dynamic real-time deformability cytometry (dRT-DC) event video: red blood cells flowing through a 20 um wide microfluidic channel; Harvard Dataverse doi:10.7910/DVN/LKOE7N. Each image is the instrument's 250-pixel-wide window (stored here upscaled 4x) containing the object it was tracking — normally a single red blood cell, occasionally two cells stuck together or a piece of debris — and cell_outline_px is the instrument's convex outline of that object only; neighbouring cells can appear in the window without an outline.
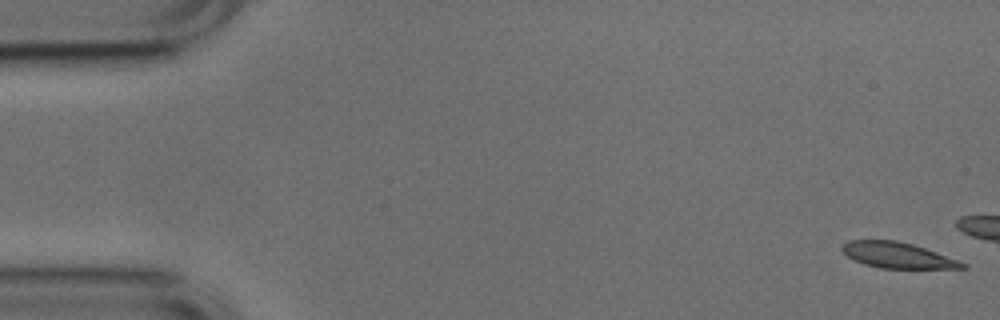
{"species": "common noctule bat (a hibernating species)", "species_latin": "Nyctalus noctula", "temperature_condition": "cold", "stored_images_in_passage": 13, "camera_frame_rate_fps": 3000, "um_per_image_px": 0.085, "animal": {"sex": "male", "body_mass_g": 17.9, "forearm_length_mm": 54.2}, "frame": {"image": 1, "passage_image": 1, "time_ms": 0.0, "image_size_px": [1000, 320], "cell_outline_px": [[968, 268], [880, 268], [864, 264], [848, 256], [840, 248], [848, 240], [896, 240], [912, 244], [960, 260], [968, 264]], "centroid_in_image_um": [76.32, 21.69], "position_along_channel_um": 8.7, "area_um2": 17.92}}